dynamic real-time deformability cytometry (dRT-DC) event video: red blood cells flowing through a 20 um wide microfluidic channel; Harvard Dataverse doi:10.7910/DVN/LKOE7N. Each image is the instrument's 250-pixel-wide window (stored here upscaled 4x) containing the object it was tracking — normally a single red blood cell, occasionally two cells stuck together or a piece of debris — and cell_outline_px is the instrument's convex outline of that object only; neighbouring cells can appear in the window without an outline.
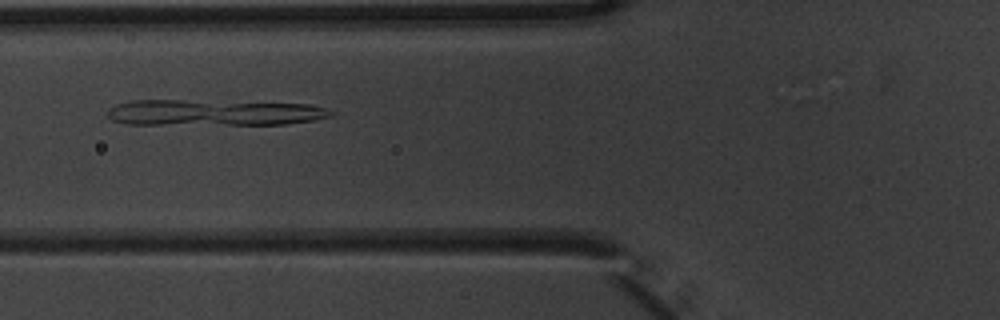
{"species": "common noctule bat (a hibernating species)", "species_latin": "Nyctalus noctula", "temperature_condition": "warm", "stored_images_in_passage": 2, "camera_frame_rate_fps": 3000, "um_per_image_px": 0.085, "animal": {"sex": "male", "body_mass_g": 20.1, "forearm_length_mm": 53.5}, "frame": {"image": 1, "passage_image": 2, "time_ms": 0.333, "image_size_px": [1000, 320], "cell_outline_px": [[336, 112], [332, 116], [316, 120], [284, 124], [124, 124], [112, 120], [108, 116], [108, 108], [116, 104], [132, 100], [184, 100], [308, 104], [328, 108]], "centroid_in_image_um": [18.19, 9.57], "position_along_channel_um": 107.6, "area_um2": 33.93}}